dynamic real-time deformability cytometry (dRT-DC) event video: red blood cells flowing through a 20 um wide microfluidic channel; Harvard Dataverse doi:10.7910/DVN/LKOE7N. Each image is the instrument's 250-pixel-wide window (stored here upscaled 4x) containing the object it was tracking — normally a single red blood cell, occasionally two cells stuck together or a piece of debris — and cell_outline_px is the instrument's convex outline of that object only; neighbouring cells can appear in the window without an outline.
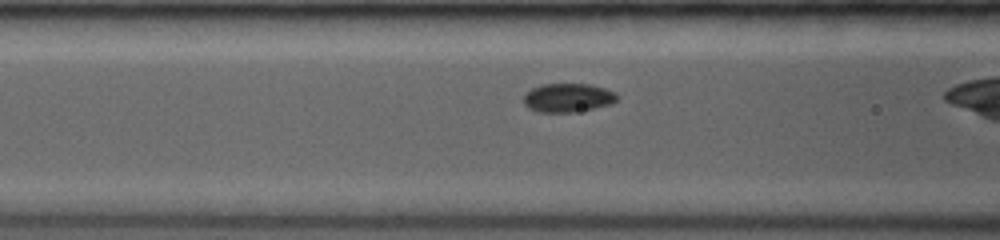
{"species": "common noctule bat (a hibernating species)", "species_latin": "Nyctalus noctula", "temperature_condition": "room temperature", "stored_images_in_passage": 35, "camera_frame_rate_fps": 3500, "um_per_image_px": 0.085, "animal": {"sex": "female", "body_mass_g": 19.0, "forearm_length_mm": 53.3}, "frame": {"image": 1, "passage_image": 8, "time_ms": 1.143, "image_size_px": [1000, 240], "cell_outline_px": [[620, 96], [612, 104], [572, 112], [536, 112], [528, 108], [524, 104], [524, 96], [532, 88], [544, 84], [588, 84], [604, 88], [616, 92]], "centroid_in_image_um": [48.28, 8.31], "position_along_channel_um": 118.3, "area_um2": 15.61}}
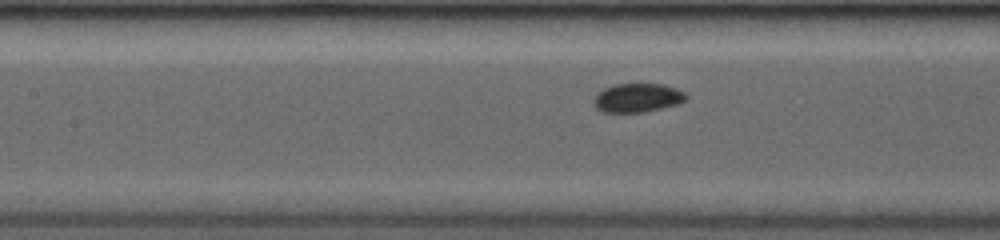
{"frame": {"image": 2, "passage_image": 14, "time_ms": 2.0, "image_size_px": [1000, 240], "cell_outline_px": [[688, 96], [680, 104], [644, 112], [600, 112], [592, 104], [592, 100], [596, 92], [604, 88], [616, 84], [664, 84], [676, 88], [684, 92]], "centroid_in_image_um": [54.15, 8.32], "position_along_channel_um": 153.3, "area_um2": 15.78}}